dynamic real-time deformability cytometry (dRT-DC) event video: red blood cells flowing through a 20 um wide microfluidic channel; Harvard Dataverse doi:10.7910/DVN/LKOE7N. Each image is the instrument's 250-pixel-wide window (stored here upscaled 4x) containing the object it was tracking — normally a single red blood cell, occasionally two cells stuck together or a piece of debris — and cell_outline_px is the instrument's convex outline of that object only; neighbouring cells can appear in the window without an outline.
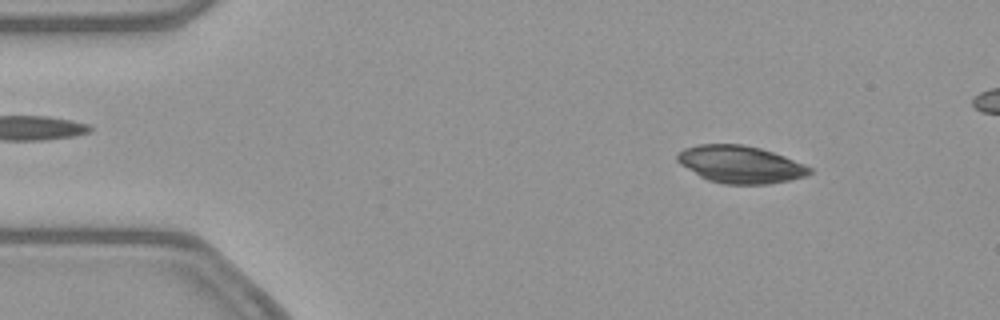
{"species": "common noctule bat (a hibernating species)", "species_latin": "Nyctalus noctula", "temperature_condition": "warm", "stored_images_in_passage": 49, "camera_frame_rate_fps": 3000, "um_per_image_px": 0.085, "animal": {"sex": "female", "body_mass_g": 21.9}, "frame": {"image": 1, "passage_image": 6, "time_ms": 1.667, "image_size_px": [1000, 320], "cell_outline_px": [[812, 172], [804, 176], [788, 180], [768, 184], [724, 184], [708, 180], [700, 176], [680, 164], [676, 160], [676, 156], [684, 148], [700, 144], [740, 144], [760, 148], [784, 156], [804, 164], [812, 168]], "centroid_in_image_um": [62.91, 13.97], "position_along_channel_um": 22.1, "area_um2": 28.55}}
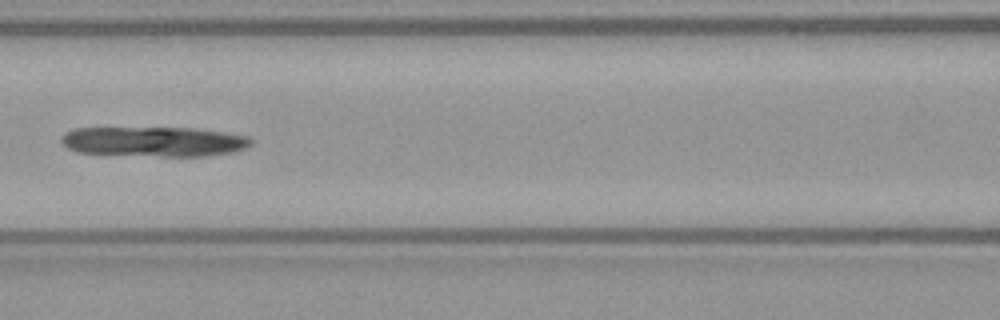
{"frame": {"image": 2, "passage_image": 22, "time_ms": 7.0, "image_size_px": [1000, 320], "cell_outline_px": [[252, 144], [244, 148], [232, 152], [208, 156], [160, 156], [76, 152], [68, 148], [60, 140], [60, 136], [64, 132], [76, 128], [192, 128], [248, 136], [252, 140]], "centroid_in_image_um": [13.06, 12.03], "position_along_channel_um": 153.5, "area_um2": 32.89}}
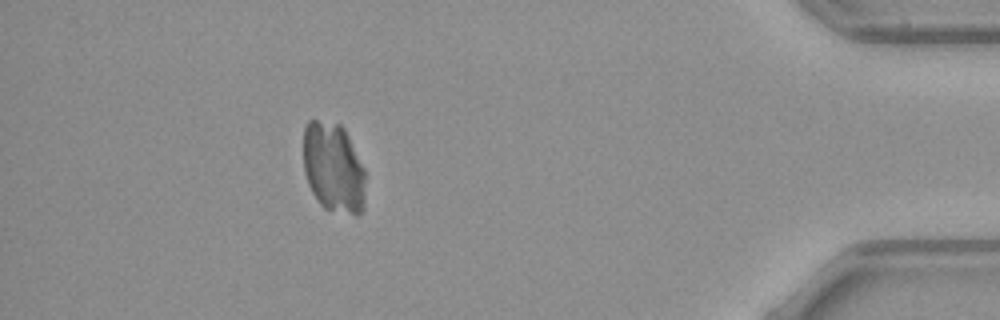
{"frame": {"image": 3, "passage_image": 46, "time_ms": 15.0, "image_size_px": [1000, 320], "cell_outline_px": [[364, 208], [356, 216], [324, 208], [320, 204], [312, 192], [308, 184], [304, 172], [304, 128], [308, 120], [316, 120], [340, 124], [344, 128], [364, 168]], "centroid_in_image_um": [28.33, 14.26], "position_along_channel_um": 406.9, "area_um2": 32.54}}